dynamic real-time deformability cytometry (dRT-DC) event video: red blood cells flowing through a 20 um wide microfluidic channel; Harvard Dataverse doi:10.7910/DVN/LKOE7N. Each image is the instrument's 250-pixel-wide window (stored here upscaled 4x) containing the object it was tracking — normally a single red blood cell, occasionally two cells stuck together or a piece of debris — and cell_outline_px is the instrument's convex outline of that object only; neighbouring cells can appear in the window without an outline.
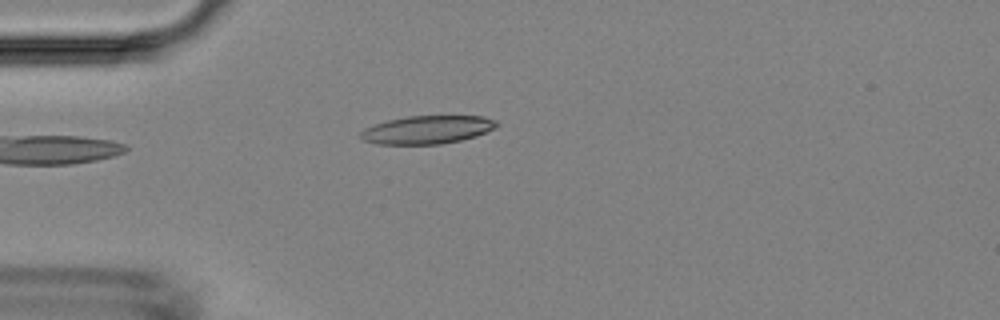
{"species": "Egyptian fruit bat (a non-hibernating species)", "species_latin": "Rousettus aegyptiacus", "temperature_condition": "room temperature", "stored_images_in_passage": 32, "camera_frame_rate_fps": 3000, "um_per_image_px": 0.085, "animal": {"sex": "female"}, "frame": {"image": 1, "passage_image": 1, "time_ms": 0.0, "image_size_px": [1000, 320], "cell_outline_px": [[500, 124], [496, 128], [476, 136], [460, 140], [440, 144], [376, 144], [364, 140], [360, 136], [360, 132], [364, 128], [388, 120], [408, 116], [484, 116], [496, 120]], "centroid_in_image_um": [36.35, 11.02], "position_along_channel_um": 48.7, "area_um2": 22.31}}
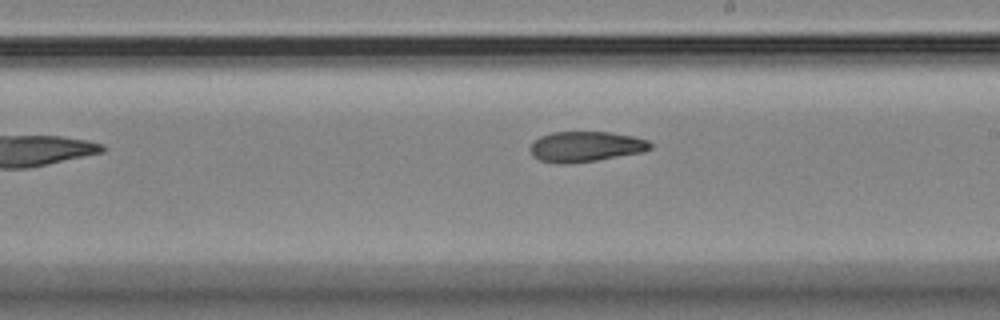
{"frame": {"image": 2, "passage_image": 16, "time_ms": 5.0, "image_size_px": [1000, 320], "cell_outline_px": [[652, 148], [644, 152], [572, 164], [556, 164], [540, 160], [532, 156], [528, 148], [540, 136], [552, 132], [612, 132], [632, 136], [648, 140], [652, 144]], "centroid_in_image_um": [49.77, 12.47], "position_along_channel_um": 239.2, "area_um2": 21.5}}
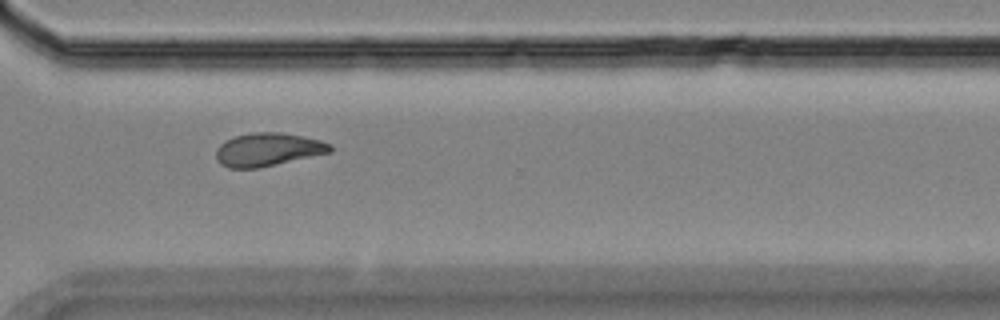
{"frame": {"image": 3, "passage_image": 24, "time_ms": 7.667, "image_size_px": [1000, 320], "cell_outline_px": [[332, 152], [260, 168], [228, 168], [220, 164], [216, 160], [216, 148], [224, 140], [236, 136], [252, 132], [280, 132], [304, 136], [320, 140], [332, 144]], "centroid_in_image_um": [22.77, 12.71], "position_along_channel_um": 347.8, "area_um2": 22.37}}